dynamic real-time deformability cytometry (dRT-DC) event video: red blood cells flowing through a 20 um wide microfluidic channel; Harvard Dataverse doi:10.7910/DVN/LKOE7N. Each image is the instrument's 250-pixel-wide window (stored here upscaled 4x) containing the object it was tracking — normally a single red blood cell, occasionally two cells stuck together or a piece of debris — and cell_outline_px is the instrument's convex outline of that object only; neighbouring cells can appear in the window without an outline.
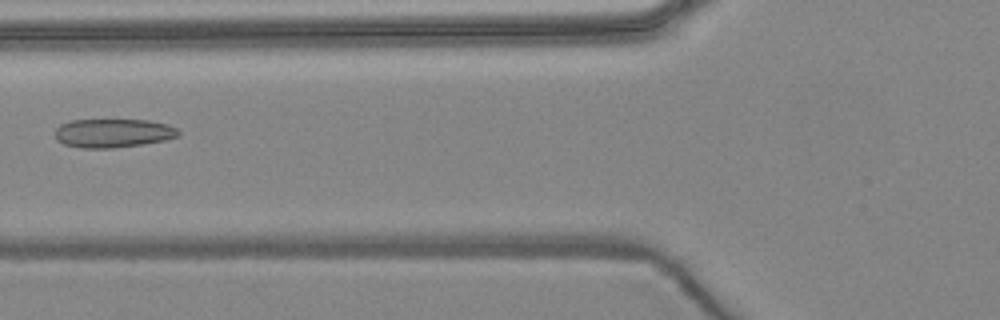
{"species": "common noctule bat (a hibernating species)", "species_latin": "Nyctalus noctula", "temperature_condition": "warm", "stored_images_in_passage": 3, "camera_frame_rate_fps": 3000, "um_per_image_px": 0.085, "animal": {"sex": "female", "body_mass_g": 24.6, "forearm_length_mm": 56.2}, "frame": {"image": 1, "passage_image": 3, "time_ms": 2.333, "image_size_px": [1000, 320], "cell_outline_px": [[180, 132], [176, 136], [164, 140], [140, 144], [112, 148], [80, 148], [64, 144], [56, 140], [56, 128], [60, 124], [72, 120], [148, 120], [168, 124], [176, 128]], "centroid_in_image_um": [9.58, 11.31], "position_along_channel_um": 116.2, "area_um2": 20.52}}